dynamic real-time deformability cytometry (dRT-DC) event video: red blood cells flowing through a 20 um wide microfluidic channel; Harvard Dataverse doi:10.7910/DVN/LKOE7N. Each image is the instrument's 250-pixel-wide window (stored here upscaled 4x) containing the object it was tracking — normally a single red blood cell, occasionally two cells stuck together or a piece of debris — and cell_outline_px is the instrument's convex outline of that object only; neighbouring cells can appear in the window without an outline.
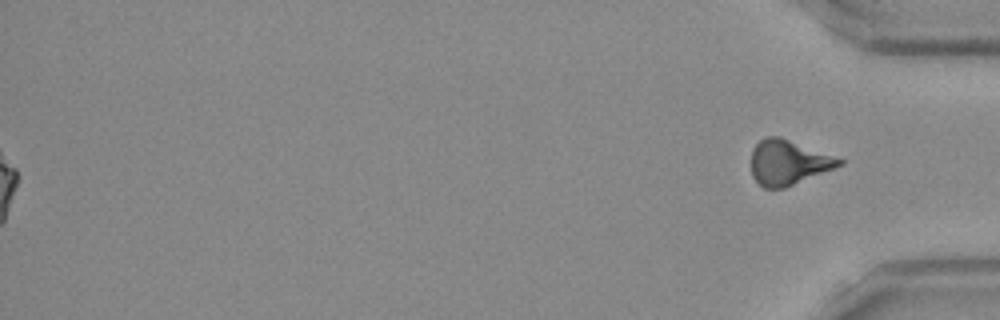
{"species": "Egyptian fruit bat (a non-hibernating species)", "species_latin": "Rousettus aegyptiacus", "temperature_condition": "room temperature", "stored_images_in_passage": 40, "segment_of_instrument_passage": [2, 2], "camera_frame_rate_fps": 3000, "um_per_image_px": 0.085, "frame": {"image": 1, "passage_image": 40, "time_ms": 13.0, "image_size_px": [1000, 320], "cell_outline_px": [[844, 164], [784, 188], [764, 188], [752, 176], [752, 148], [764, 136], [780, 136], [844, 160]], "centroid_in_image_um": [66.98, 13.79], "position_along_channel_um": 368.2, "area_um2": 22.77}}